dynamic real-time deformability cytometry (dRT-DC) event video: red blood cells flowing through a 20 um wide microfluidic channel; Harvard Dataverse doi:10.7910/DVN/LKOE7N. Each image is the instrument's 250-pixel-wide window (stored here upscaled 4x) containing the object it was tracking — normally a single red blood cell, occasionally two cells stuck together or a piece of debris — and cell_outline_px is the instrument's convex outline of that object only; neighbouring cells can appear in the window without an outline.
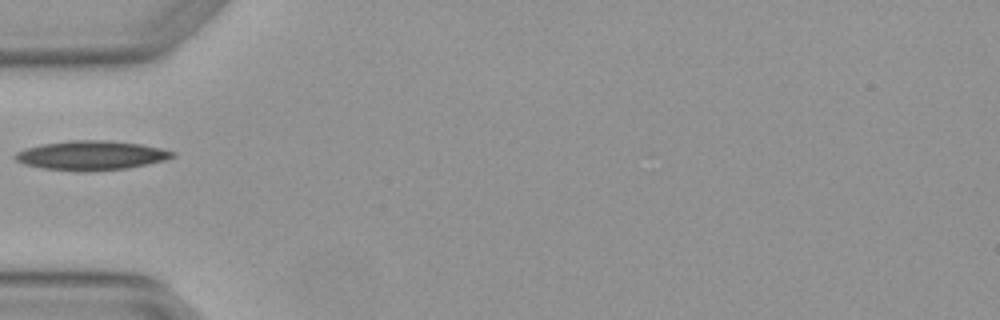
{"species": "Egyptian fruit bat (a non-hibernating species)", "species_latin": "Rousettus aegyptiacus", "temperature_condition": "warm", "stored_images_in_passage": 5, "camera_frame_rate_fps": 3000, "um_per_image_px": 0.085, "animal": {"sex": "female"}, "frame": {"image": 1, "passage_image": 5, "time_ms": 1.333, "image_size_px": [1000, 320], "cell_outline_px": [[176, 156], [164, 160], [128, 168], [88, 172], [80, 172], [40, 168], [24, 164], [16, 160], [12, 156], [16, 152], [28, 148], [44, 144], [72, 140], [108, 140], [140, 144], [160, 148], [176, 152]], "centroid_in_image_um": [7.75, 13.22], "position_along_channel_um": 77.3, "area_um2": 26.93}}